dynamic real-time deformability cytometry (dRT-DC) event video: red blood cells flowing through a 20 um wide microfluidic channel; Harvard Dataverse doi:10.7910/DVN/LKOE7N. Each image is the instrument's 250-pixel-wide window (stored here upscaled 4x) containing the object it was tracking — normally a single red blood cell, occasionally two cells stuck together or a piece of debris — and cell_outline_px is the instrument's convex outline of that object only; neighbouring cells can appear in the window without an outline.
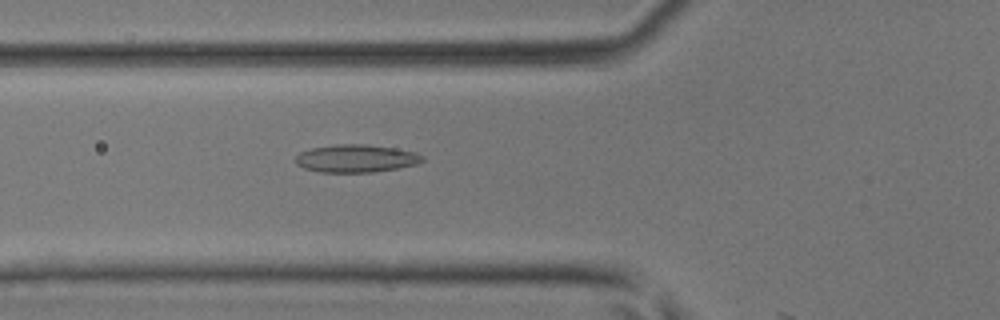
{"species": "common noctule bat (a hibernating species)", "species_latin": "Nyctalus noctula", "temperature_condition": "room temperature", "stored_images_in_passage": 19, "camera_frame_rate_fps": 3000, "um_per_image_px": 0.085, "animal": {"sex": "male", "body_mass_g": 17.9, "forearm_length_mm": 54.2}, "frame": {"image": 1, "passage_image": 18, "time_ms": 5.667, "image_size_px": [1000, 320], "cell_outline_px": [[424, 160], [416, 164], [396, 168], [372, 172], [320, 172], [304, 168], [296, 164], [296, 156], [300, 152], [312, 148], [336, 144], [368, 144], [396, 148], [416, 152], [424, 156]], "centroid_in_image_um": [30.27, 13.46], "position_along_channel_um": 95.5, "area_um2": 20.52}}